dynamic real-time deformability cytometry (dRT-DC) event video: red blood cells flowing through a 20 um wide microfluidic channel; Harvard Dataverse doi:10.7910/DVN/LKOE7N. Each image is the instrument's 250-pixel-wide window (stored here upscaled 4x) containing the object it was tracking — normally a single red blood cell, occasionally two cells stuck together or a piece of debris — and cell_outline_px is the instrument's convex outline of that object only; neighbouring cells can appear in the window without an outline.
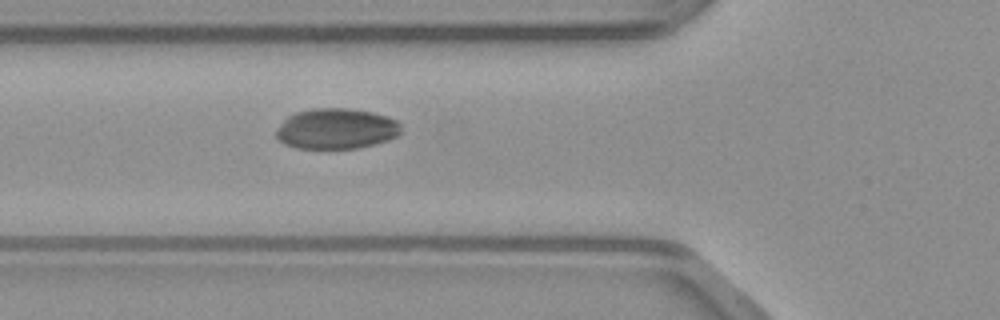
{"species": "common noctule bat (a hibernating species)", "species_latin": "Nyctalus noctula", "temperature_condition": "warm", "stored_images_in_passage": 48, "camera_frame_rate_fps": 3000, "um_per_image_px": 0.085, "animal": {"sex": "male", "body_mass_g": 23.1, "forearm_length_mm": 52.7}, "frame": {"image": 1, "passage_image": 17, "time_ms": 5.333, "image_size_px": [1000, 320], "cell_outline_px": [[400, 132], [396, 136], [388, 140], [356, 148], [296, 148], [284, 144], [276, 136], [276, 128], [288, 116], [296, 112], [312, 108], [348, 108], [372, 112], [396, 120], [400, 124]], "centroid_in_image_um": [28.55, 10.93], "position_along_channel_um": 97.3, "area_um2": 29.36}}
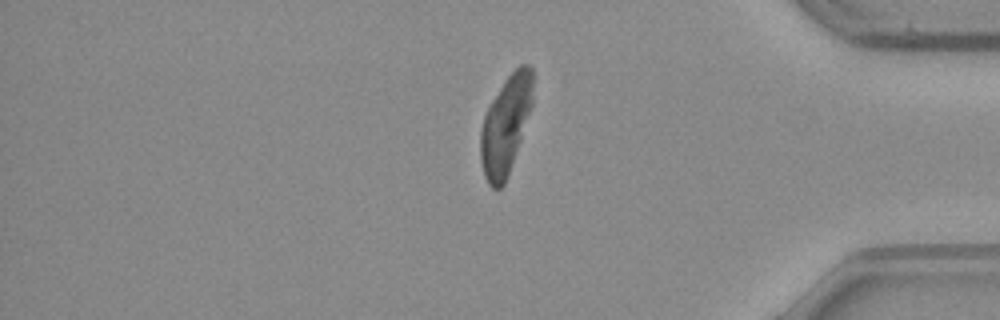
{"frame": {"image": 2, "passage_image": 40, "time_ms": 13.0, "image_size_px": [1000, 320], "cell_outline_px": [[532, 104], [520, 140], [504, 184], [500, 188], [492, 188], [488, 184], [484, 176], [480, 160], [480, 128], [484, 116], [492, 100], [504, 80], [520, 64], [528, 64], [532, 68]], "centroid_in_image_um": [42.95, 10.63], "position_along_channel_um": 392.2, "area_um2": 29.48}}
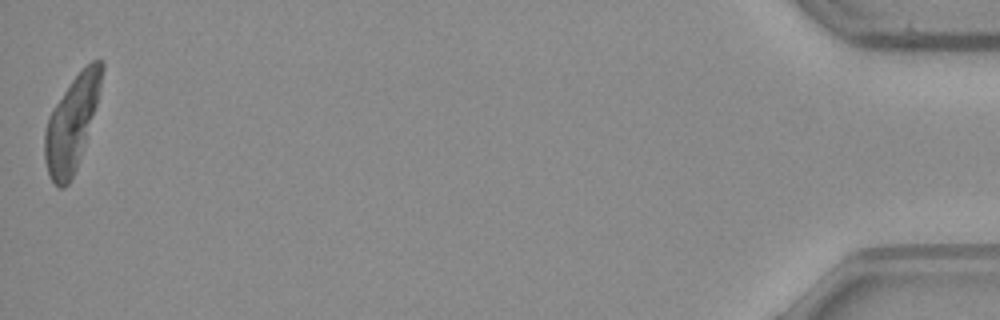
{"frame": {"image": 3, "passage_image": 48, "time_ms": 15.667, "image_size_px": [1000, 320], "cell_outline_px": [[104, 68], [100, 88], [96, 104], [80, 156], [76, 168], [68, 184], [64, 188], [60, 188], [52, 180], [48, 172], [44, 160], [44, 132], [48, 116], [80, 68], [92, 60], [104, 60]], "centroid_in_image_um": [6.08, 10.45], "position_along_channel_um": 429.1, "area_um2": 30.63}}